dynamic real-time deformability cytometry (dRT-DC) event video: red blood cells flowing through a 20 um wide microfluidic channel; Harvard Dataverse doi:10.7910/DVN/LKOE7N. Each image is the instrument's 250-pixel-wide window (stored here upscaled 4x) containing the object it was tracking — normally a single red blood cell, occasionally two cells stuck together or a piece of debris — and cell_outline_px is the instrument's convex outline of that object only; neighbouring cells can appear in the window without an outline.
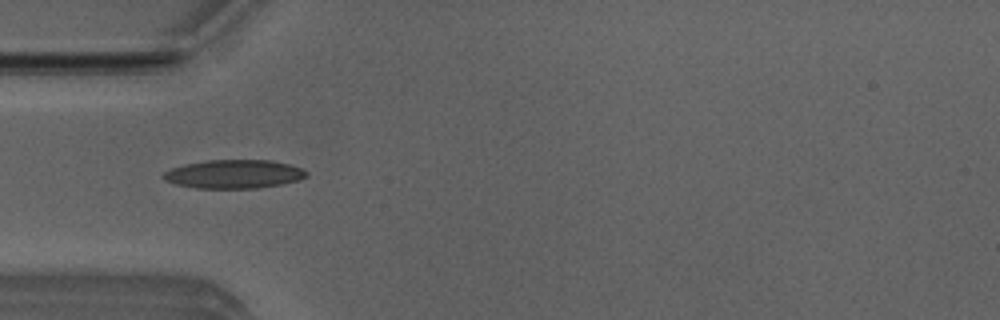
{"species": "Egyptian fruit bat (a non-hibernating species)", "species_latin": "Rousettus aegyptiacus", "temperature_condition": "room temperature", "stored_images_in_passage": 2, "camera_frame_rate_fps": 3000, "um_per_image_px": 0.085, "animal": {"sex": "male"}, "frame": {"image": 1, "passage_image": 1, "time_ms": 0.0, "image_size_px": [1000, 320], "cell_outline_px": [[308, 176], [300, 180], [280, 184], [256, 188], [196, 188], [176, 184], [164, 180], [160, 176], [164, 172], [172, 168], [184, 164], [208, 160], [272, 160], [288, 164], [300, 168], [308, 172]], "centroid_in_image_um": [19.87, 14.79], "position_along_channel_um": 65.1, "area_um2": 23.87}}